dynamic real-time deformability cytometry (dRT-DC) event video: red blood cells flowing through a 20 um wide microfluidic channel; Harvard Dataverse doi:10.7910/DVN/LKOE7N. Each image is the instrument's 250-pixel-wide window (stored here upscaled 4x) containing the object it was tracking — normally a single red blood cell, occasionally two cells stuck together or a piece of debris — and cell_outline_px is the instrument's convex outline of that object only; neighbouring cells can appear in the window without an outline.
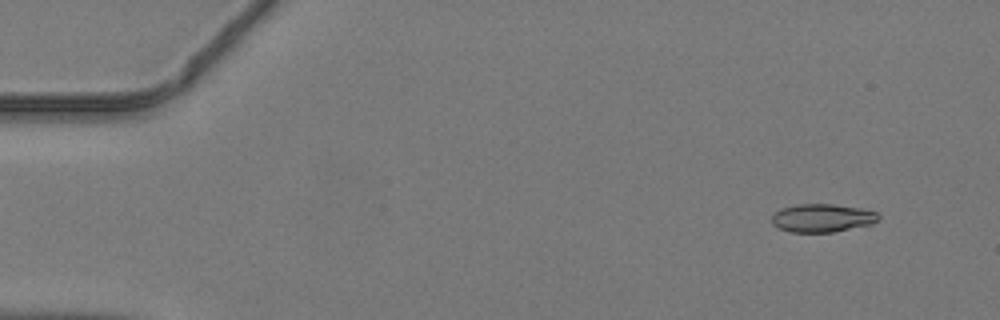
{"species": "common noctule bat (a hibernating species)", "species_latin": "Nyctalus noctula", "temperature_condition": "warm", "stored_images_in_passage": 19, "camera_frame_rate_fps": 3000, "um_per_image_px": 0.085, "animal": {"sex": "male", "body_mass_g": 19.2, "forearm_length_mm": 51.8}, "frame": {"image": 1, "passage_image": 3, "time_ms": 0.667, "image_size_px": [1000, 320], "cell_outline_px": [[880, 216], [872, 224], [832, 232], [788, 232], [772, 224], [772, 216], [780, 208], [796, 204], [832, 204], [860, 208], [876, 212]], "centroid_in_image_um": [69.86, 18.52], "position_along_channel_um": 15.1, "area_um2": 17.46}}
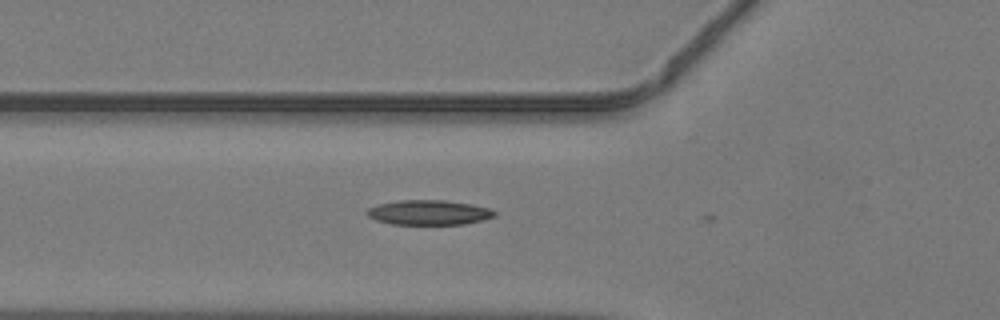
{"frame": {"image": 2, "passage_image": 16, "time_ms": 5.0, "image_size_px": [1000, 320], "cell_outline_px": [[496, 216], [484, 220], [464, 224], [392, 224], [376, 220], [368, 216], [364, 212], [368, 208], [376, 204], [400, 200], [444, 200], [472, 204], [488, 208], [496, 212]], "centroid_in_image_um": [36.44, 18.06], "position_along_channel_um": 89.4, "area_um2": 18.55}}
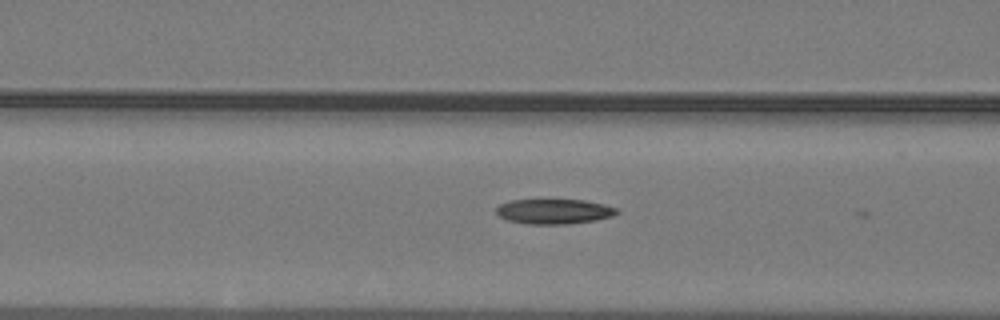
{"frame": {"image": 3, "passage_image": 18, "time_ms": 5.667, "image_size_px": [1000, 320], "cell_outline_px": [[620, 212], [612, 216], [596, 220], [568, 224], [528, 224], [508, 220], [500, 216], [496, 212], [496, 208], [500, 204], [508, 200], [584, 200], [604, 204], [616, 208]], "centroid_in_image_um": [47.1, 17.97], "position_along_channel_um": 119.5, "area_um2": 17.51}}